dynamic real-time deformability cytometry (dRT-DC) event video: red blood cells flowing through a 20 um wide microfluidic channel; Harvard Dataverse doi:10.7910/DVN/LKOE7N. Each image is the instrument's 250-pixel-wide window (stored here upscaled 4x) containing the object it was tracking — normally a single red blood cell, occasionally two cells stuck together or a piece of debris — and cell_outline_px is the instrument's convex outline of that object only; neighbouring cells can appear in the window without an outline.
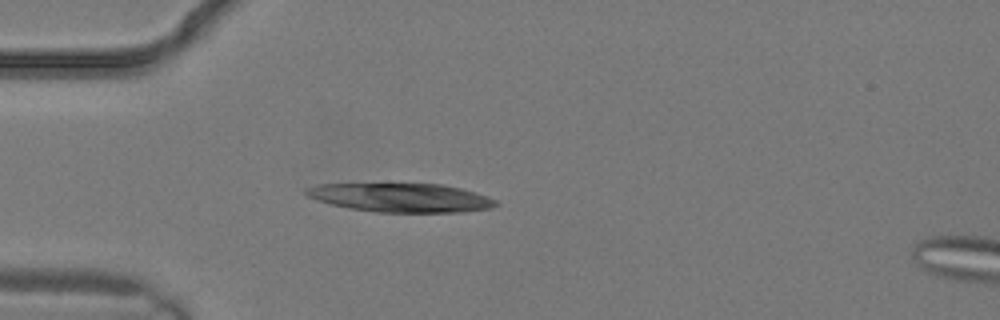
{"species": "common noctule bat (a hibernating species)", "species_latin": "Nyctalus noctula", "temperature_condition": "warm", "stored_images_in_passage": 11, "camera_frame_rate_fps": 3000, "um_per_image_px": 0.085, "animal": {"sex": "male", "body_mass_g": 19.2, "forearm_length_mm": 51.8}, "frame": {"image": 1, "passage_image": 7, "time_ms": 2.0, "image_size_px": [1000, 320], "cell_outline_px": [[500, 204], [492, 208], [464, 212], [376, 212], [348, 208], [332, 204], [308, 196], [304, 192], [304, 188], [316, 184], [444, 184], [476, 192], [488, 196], [496, 200]], "centroid_in_image_um": [34.13, 16.8], "position_along_channel_um": 50.9, "area_um2": 31.91}}